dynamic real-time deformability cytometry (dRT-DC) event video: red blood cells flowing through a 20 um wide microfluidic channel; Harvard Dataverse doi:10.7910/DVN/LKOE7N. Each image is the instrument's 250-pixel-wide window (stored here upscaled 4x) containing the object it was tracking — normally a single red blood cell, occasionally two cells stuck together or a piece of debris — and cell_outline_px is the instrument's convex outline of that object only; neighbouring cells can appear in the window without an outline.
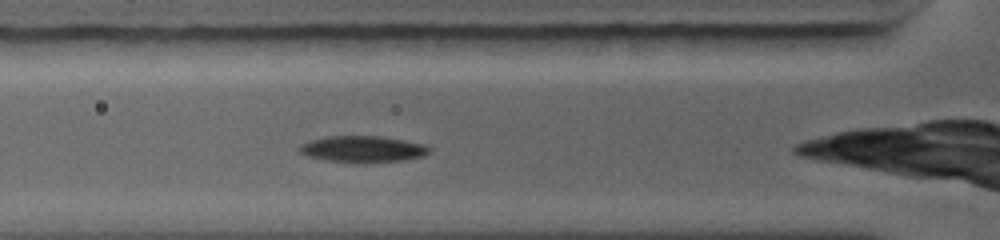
{"species": "common noctule bat (a hibernating species)", "species_latin": "Nyctalus noctula", "temperature_condition": "warm", "stored_images_in_passage": 19, "camera_frame_rate_fps": 5000, "um_per_image_px": 0.085, "animal": {"sex": "female", "body_mass_g": 19.0, "forearm_length_mm": 56.7}, "frame": {"image": 1, "passage_image": 2, "time_ms": 0.2, "image_size_px": [1000, 240], "cell_outline_px": [[432, 148], [424, 156], [400, 160], [364, 164], [328, 160], [308, 156], [296, 152], [296, 148], [300, 144], [312, 140], [328, 136], [380, 136], [404, 140], [424, 144]], "centroid_in_image_um": [30.8, 12.68], "position_along_channel_um": 95.0, "area_um2": 20.17}}
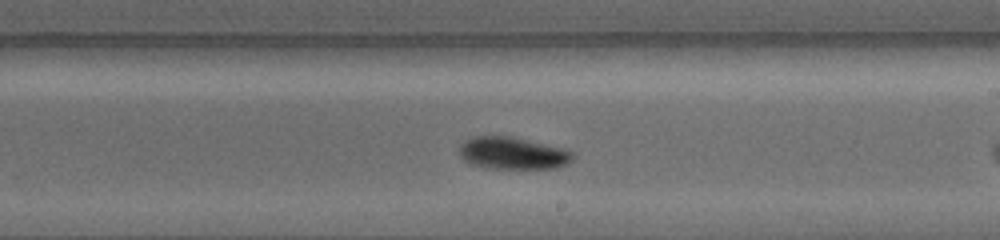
{"frame": {"image": 2, "passage_image": 10, "time_ms": 1.8, "image_size_px": [1000, 240], "cell_outline_px": [[576, 156], [568, 164], [556, 168], [484, 168], [472, 164], [464, 160], [460, 156], [460, 144], [464, 140], [472, 136], [512, 136], [564, 148], [576, 152]], "centroid_in_image_um": [43.62, 13.01], "position_along_channel_um": 245.4, "area_um2": 21.62}}
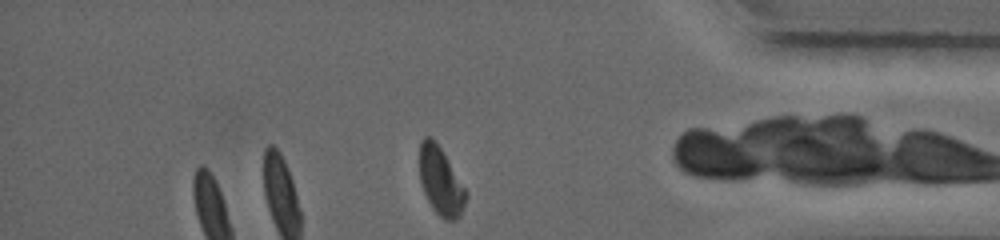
{"frame": {"image": 3, "passage_image": 19, "time_ms": 3.6, "image_size_px": [1000, 240], "cell_outline_px": [[468, 196], [460, 216], [456, 220], [444, 220], [432, 208], [424, 192], [420, 180], [420, 140], [424, 136], [432, 136], [440, 148], [468, 192]], "centroid_in_image_um": [37.47, 15.41], "position_along_channel_um": 397.7, "area_um2": 18.32}}